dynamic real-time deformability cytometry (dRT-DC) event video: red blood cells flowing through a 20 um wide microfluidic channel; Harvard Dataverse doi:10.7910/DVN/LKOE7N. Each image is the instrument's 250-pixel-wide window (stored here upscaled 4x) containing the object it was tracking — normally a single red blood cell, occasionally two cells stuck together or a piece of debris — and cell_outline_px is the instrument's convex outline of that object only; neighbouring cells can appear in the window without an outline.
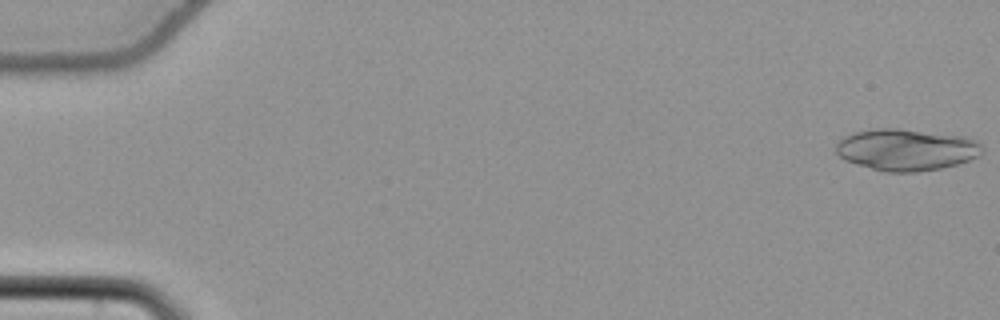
{"species": "common noctule bat (a hibernating species)", "species_latin": "Nyctalus noctula", "temperature_condition": "cold", "stored_images_in_passage": 55, "camera_frame_rate_fps": 3000, "um_per_image_px": 0.085, "animal": {"sex": "female", "body_mass_g": 22.7, "forearm_length_mm": 54.2}, "frame": {"image": 1, "passage_image": 1, "time_ms": 0.0, "image_size_px": [1000, 320], "cell_outline_px": [[984, 152], [968, 160], [956, 164], [940, 168], [916, 172], [884, 172], [856, 164], [844, 160], [836, 152], [836, 144], [844, 136], [852, 132], [876, 128], [896, 128], [964, 136], [976, 140], [984, 148]], "centroid_in_image_um": [77.01, 12.72], "position_along_channel_um": 8.0, "area_um2": 35.55}}
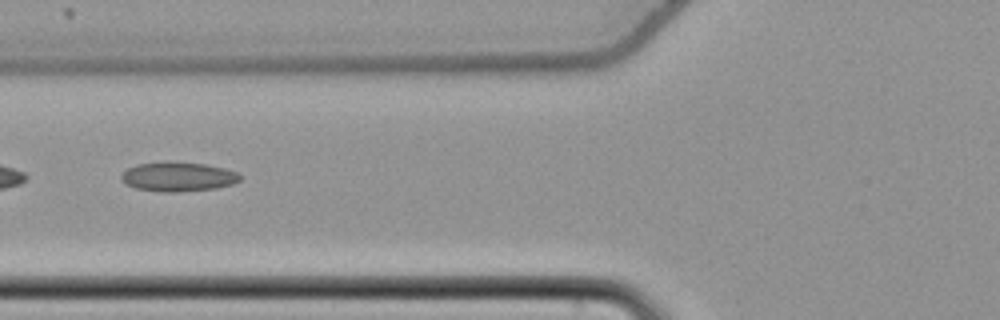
{"frame": {"image": 2, "passage_image": 23, "time_ms": 7.333, "image_size_px": [1000, 320], "cell_outline_px": [[240, 180], [232, 184], [216, 188], [176, 192], [164, 192], [136, 188], [128, 184], [120, 176], [128, 168], [136, 164], [168, 160], [204, 164], [224, 168], [236, 172], [240, 176]], "centroid_in_image_um": [15.14, 15.0], "position_along_channel_um": 110.7, "area_um2": 20.29}}
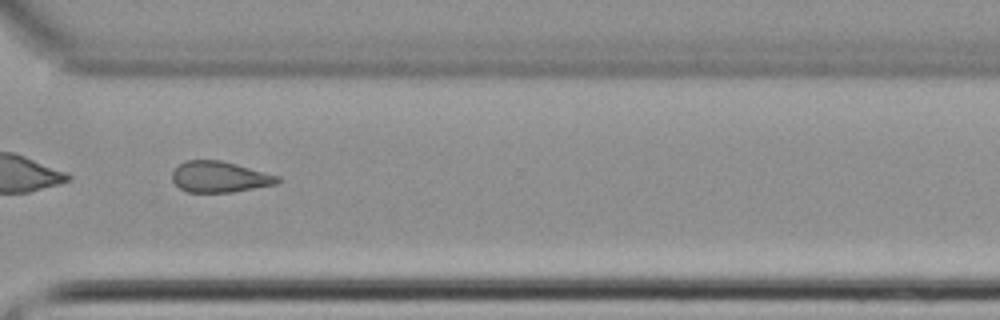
{"frame": {"image": 3, "passage_image": 42, "time_ms": 13.667, "image_size_px": [1000, 320], "cell_outline_px": [[280, 180], [276, 184], [232, 192], [188, 192], [180, 188], [172, 180], [172, 172], [184, 160], [220, 160], [236, 164], [280, 176]], "centroid_in_image_um": [18.66, 15.03], "position_along_channel_um": 351.9, "area_um2": 18.9}, "authors_computed_cell_mechanics": {"area_um2": 20.1144, "velocity_mm_per_s": 3.8018, "shape_relaxation_time_tau1_ms": null, "shape_relaxation_time_tau2_ms": 5.4255, "deformation_change_tau1": null, "deformation_change_tau2": 0.14}}